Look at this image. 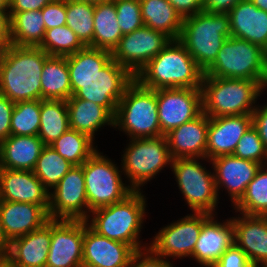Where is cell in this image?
Here are the masks:
<instances>
[{"label": "cell", "mask_w": 267, "mask_h": 267, "mask_svg": "<svg viewBox=\"0 0 267 267\" xmlns=\"http://www.w3.org/2000/svg\"><path fill=\"white\" fill-rule=\"evenodd\" d=\"M0 267H18L13 264L7 257L0 256Z\"/></svg>", "instance_id": "cell-54"}, {"label": "cell", "mask_w": 267, "mask_h": 267, "mask_svg": "<svg viewBox=\"0 0 267 267\" xmlns=\"http://www.w3.org/2000/svg\"><path fill=\"white\" fill-rule=\"evenodd\" d=\"M38 47L49 56H68L84 49L86 46L71 28L63 25L47 29L44 39Z\"/></svg>", "instance_id": "cell-39"}, {"label": "cell", "mask_w": 267, "mask_h": 267, "mask_svg": "<svg viewBox=\"0 0 267 267\" xmlns=\"http://www.w3.org/2000/svg\"><path fill=\"white\" fill-rule=\"evenodd\" d=\"M51 242V219L41 228L13 239L7 257L18 267H45Z\"/></svg>", "instance_id": "cell-26"}, {"label": "cell", "mask_w": 267, "mask_h": 267, "mask_svg": "<svg viewBox=\"0 0 267 267\" xmlns=\"http://www.w3.org/2000/svg\"><path fill=\"white\" fill-rule=\"evenodd\" d=\"M130 267H173V264L156 254L148 245L144 249L134 251Z\"/></svg>", "instance_id": "cell-44"}, {"label": "cell", "mask_w": 267, "mask_h": 267, "mask_svg": "<svg viewBox=\"0 0 267 267\" xmlns=\"http://www.w3.org/2000/svg\"><path fill=\"white\" fill-rule=\"evenodd\" d=\"M265 55L267 57V47L264 49Z\"/></svg>", "instance_id": "cell-59"}, {"label": "cell", "mask_w": 267, "mask_h": 267, "mask_svg": "<svg viewBox=\"0 0 267 267\" xmlns=\"http://www.w3.org/2000/svg\"><path fill=\"white\" fill-rule=\"evenodd\" d=\"M230 36L227 13L201 11L183 19L178 40L205 72L214 63L220 48Z\"/></svg>", "instance_id": "cell-5"}, {"label": "cell", "mask_w": 267, "mask_h": 267, "mask_svg": "<svg viewBox=\"0 0 267 267\" xmlns=\"http://www.w3.org/2000/svg\"><path fill=\"white\" fill-rule=\"evenodd\" d=\"M66 104L70 129L94 139L95 132L103 125L114 127V116L99 104L76 98L74 95L66 101Z\"/></svg>", "instance_id": "cell-28"}, {"label": "cell", "mask_w": 267, "mask_h": 267, "mask_svg": "<svg viewBox=\"0 0 267 267\" xmlns=\"http://www.w3.org/2000/svg\"><path fill=\"white\" fill-rule=\"evenodd\" d=\"M93 141L84 133L68 129L50 146L72 165H82L97 150Z\"/></svg>", "instance_id": "cell-36"}, {"label": "cell", "mask_w": 267, "mask_h": 267, "mask_svg": "<svg viewBox=\"0 0 267 267\" xmlns=\"http://www.w3.org/2000/svg\"><path fill=\"white\" fill-rule=\"evenodd\" d=\"M258 9L267 12V0H250Z\"/></svg>", "instance_id": "cell-53"}, {"label": "cell", "mask_w": 267, "mask_h": 267, "mask_svg": "<svg viewBox=\"0 0 267 267\" xmlns=\"http://www.w3.org/2000/svg\"><path fill=\"white\" fill-rule=\"evenodd\" d=\"M116 7L117 23L123 35L144 26L139 0H113Z\"/></svg>", "instance_id": "cell-42"}, {"label": "cell", "mask_w": 267, "mask_h": 267, "mask_svg": "<svg viewBox=\"0 0 267 267\" xmlns=\"http://www.w3.org/2000/svg\"><path fill=\"white\" fill-rule=\"evenodd\" d=\"M0 38L7 45L10 44V16L8 9H0Z\"/></svg>", "instance_id": "cell-51"}, {"label": "cell", "mask_w": 267, "mask_h": 267, "mask_svg": "<svg viewBox=\"0 0 267 267\" xmlns=\"http://www.w3.org/2000/svg\"><path fill=\"white\" fill-rule=\"evenodd\" d=\"M263 89V86L256 80L203 75L202 112L210 118L251 115L256 107L253 104Z\"/></svg>", "instance_id": "cell-3"}, {"label": "cell", "mask_w": 267, "mask_h": 267, "mask_svg": "<svg viewBox=\"0 0 267 267\" xmlns=\"http://www.w3.org/2000/svg\"><path fill=\"white\" fill-rule=\"evenodd\" d=\"M50 145H45L33 170L36 177L49 191L54 189L65 174L73 167Z\"/></svg>", "instance_id": "cell-37"}, {"label": "cell", "mask_w": 267, "mask_h": 267, "mask_svg": "<svg viewBox=\"0 0 267 267\" xmlns=\"http://www.w3.org/2000/svg\"><path fill=\"white\" fill-rule=\"evenodd\" d=\"M84 220H52L45 267H83Z\"/></svg>", "instance_id": "cell-16"}, {"label": "cell", "mask_w": 267, "mask_h": 267, "mask_svg": "<svg viewBox=\"0 0 267 267\" xmlns=\"http://www.w3.org/2000/svg\"><path fill=\"white\" fill-rule=\"evenodd\" d=\"M15 103L0 94V142L11 135V116Z\"/></svg>", "instance_id": "cell-46"}, {"label": "cell", "mask_w": 267, "mask_h": 267, "mask_svg": "<svg viewBox=\"0 0 267 267\" xmlns=\"http://www.w3.org/2000/svg\"><path fill=\"white\" fill-rule=\"evenodd\" d=\"M41 14L46 30L66 25V0H53L41 9Z\"/></svg>", "instance_id": "cell-43"}, {"label": "cell", "mask_w": 267, "mask_h": 267, "mask_svg": "<svg viewBox=\"0 0 267 267\" xmlns=\"http://www.w3.org/2000/svg\"><path fill=\"white\" fill-rule=\"evenodd\" d=\"M41 100H65L72 96L67 56H49L41 73Z\"/></svg>", "instance_id": "cell-30"}, {"label": "cell", "mask_w": 267, "mask_h": 267, "mask_svg": "<svg viewBox=\"0 0 267 267\" xmlns=\"http://www.w3.org/2000/svg\"><path fill=\"white\" fill-rule=\"evenodd\" d=\"M77 1H82V2L96 4V3L104 2V1H107V0H77Z\"/></svg>", "instance_id": "cell-57"}, {"label": "cell", "mask_w": 267, "mask_h": 267, "mask_svg": "<svg viewBox=\"0 0 267 267\" xmlns=\"http://www.w3.org/2000/svg\"><path fill=\"white\" fill-rule=\"evenodd\" d=\"M52 1L53 0H9V16L11 17L17 12L41 10Z\"/></svg>", "instance_id": "cell-49"}, {"label": "cell", "mask_w": 267, "mask_h": 267, "mask_svg": "<svg viewBox=\"0 0 267 267\" xmlns=\"http://www.w3.org/2000/svg\"><path fill=\"white\" fill-rule=\"evenodd\" d=\"M41 10L14 13L10 17V44L38 47L45 36Z\"/></svg>", "instance_id": "cell-32"}, {"label": "cell", "mask_w": 267, "mask_h": 267, "mask_svg": "<svg viewBox=\"0 0 267 267\" xmlns=\"http://www.w3.org/2000/svg\"><path fill=\"white\" fill-rule=\"evenodd\" d=\"M85 209V210H84ZM88 202L82 165H74L49 192L48 215L52 220L89 222Z\"/></svg>", "instance_id": "cell-12"}, {"label": "cell", "mask_w": 267, "mask_h": 267, "mask_svg": "<svg viewBox=\"0 0 267 267\" xmlns=\"http://www.w3.org/2000/svg\"><path fill=\"white\" fill-rule=\"evenodd\" d=\"M233 156L267 165V148L253 126L243 134L233 152Z\"/></svg>", "instance_id": "cell-41"}, {"label": "cell", "mask_w": 267, "mask_h": 267, "mask_svg": "<svg viewBox=\"0 0 267 267\" xmlns=\"http://www.w3.org/2000/svg\"><path fill=\"white\" fill-rule=\"evenodd\" d=\"M267 88V75H266V79H265V82H264V85H263V88Z\"/></svg>", "instance_id": "cell-58"}, {"label": "cell", "mask_w": 267, "mask_h": 267, "mask_svg": "<svg viewBox=\"0 0 267 267\" xmlns=\"http://www.w3.org/2000/svg\"><path fill=\"white\" fill-rule=\"evenodd\" d=\"M0 200L37 204L49 210V191L33 171L0 169Z\"/></svg>", "instance_id": "cell-19"}, {"label": "cell", "mask_w": 267, "mask_h": 267, "mask_svg": "<svg viewBox=\"0 0 267 267\" xmlns=\"http://www.w3.org/2000/svg\"><path fill=\"white\" fill-rule=\"evenodd\" d=\"M144 26L160 31L171 40H178L183 18L167 0H141Z\"/></svg>", "instance_id": "cell-29"}, {"label": "cell", "mask_w": 267, "mask_h": 267, "mask_svg": "<svg viewBox=\"0 0 267 267\" xmlns=\"http://www.w3.org/2000/svg\"><path fill=\"white\" fill-rule=\"evenodd\" d=\"M40 126L38 137L44 145H52L69 127L65 100H41Z\"/></svg>", "instance_id": "cell-33"}, {"label": "cell", "mask_w": 267, "mask_h": 267, "mask_svg": "<svg viewBox=\"0 0 267 267\" xmlns=\"http://www.w3.org/2000/svg\"><path fill=\"white\" fill-rule=\"evenodd\" d=\"M256 105L252 115V126L257 130L260 139L267 148V104Z\"/></svg>", "instance_id": "cell-47"}, {"label": "cell", "mask_w": 267, "mask_h": 267, "mask_svg": "<svg viewBox=\"0 0 267 267\" xmlns=\"http://www.w3.org/2000/svg\"><path fill=\"white\" fill-rule=\"evenodd\" d=\"M211 267H253L245 252L233 243Z\"/></svg>", "instance_id": "cell-45"}, {"label": "cell", "mask_w": 267, "mask_h": 267, "mask_svg": "<svg viewBox=\"0 0 267 267\" xmlns=\"http://www.w3.org/2000/svg\"><path fill=\"white\" fill-rule=\"evenodd\" d=\"M94 34L91 48L103 49L112 52L123 37L117 23L116 7L113 0L95 4Z\"/></svg>", "instance_id": "cell-31"}, {"label": "cell", "mask_w": 267, "mask_h": 267, "mask_svg": "<svg viewBox=\"0 0 267 267\" xmlns=\"http://www.w3.org/2000/svg\"><path fill=\"white\" fill-rule=\"evenodd\" d=\"M157 106L161 133L165 136L202 113L201 88L158 89Z\"/></svg>", "instance_id": "cell-14"}, {"label": "cell", "mask_w": 267, "mask_h": 267, "mask_svg": "<svg viewBox=\"0 0 267 267\" xmlns=\"http://www.w3.org/2000/svg\"><path fill=\"white\" fill-rule=\"evenodd\" d=\"M204 75L256 80L263 86L267 75V57L260 46L230 36Z\"/></svg>", "instance_id": "cell-7"}, {"label": "cell", "mask_w": 267, "mask_h": 267, "mask_svg": "<svg viewBox=\"0 0 267 267\" xmlns=\"http://www.w3.org/2000/svg\"><path fill=\"white\" fill-rule=\"evenodd\" d=\"M129 140L122 155L121 170L129 178V186L134 191H140V186H144L173 159L166 136Z\"/></svg>", "instance_id": "cell-9"}, {"label": "cell", "mask_w": 267, "mask_h": 267, "mask_svg": "<svg viewBox=\"0 0 267 267\" xmlns=\"http://www.w3.org/2000/svg\"><path fill=\"white\" fill-rule=\"evenodd\" d=\"M231 36L267 47V12L250 0H242L228 13Z\"/></svg>", "instance_id": "cell-25"}, {"label": "cell", "mask_w": 267, "mask_h": 267, "mask_svg": "<svg viewBox=\"0 0 267 267\" xmlns=\"http://www.w3.org/2000/svg\"><path fill=\"white\" fill-rule=\"evenodd\" d=\"M0 9H9V0H0Z\"/></svg>", "instance_id": "cell-56"}, {"label": "cell", "mask_w": 267, "mask_h": 267, "mask_svg": "<svg viewBox=\"0 0 267 267\" xmlns=\"http://www.w3.org/2000/svg\"><path fill=\"white\" fill-rule=\"evenodd\" d=\"M49 55L39 47L9 44L0 61V94L14 103L41 100V73Z\"/></svg>", "instance_id": "cell-1"}, {"label": "cell", "mask_w": 267, "mask_h": 267, "mask_svg": "<svg viewBox=\"0 0 267 267\" xmlns=\"http://www.w3.org/2000/svg\"><path fill=\"white\" fill-rule=\"evenodd\" d=\"M116 165L97 150L82 164L88 213L118 203L134 191L123 183L122 171Z\"/></svg>", "instance_id": "cell-8"}, {"label": "cell", "mask_w": 267, "mask_h": 267, "mask_svg": "<svg viewBox=\"0 0 267 267\" xmlns=\"http://www.w3.org/2000/svg\"><path fill=\"white\" fill-rule=\"evenodd\" d=\"M0 218L10 242L41 228L50 220L48 212L41 205L4 200H0Z\"/></svg>", "instance_id": "cell-24"}, {"label": "cell", "mask_w": 267, "mask_h": 267, "mask_svg": "<svg viewBox=\"0 0 267 267\" xmlns=\"http://www.w3.org/2000/svg\"><path fill=\"white\" fill-rule=\"evenodd\" d=\"M7 46L8 45L0 38V61L4 57V53H5Z\"/></svg>", "instance_id": "cell-55"}, {"label": "cell", "mask_w": 267, "mask_h": 267, "mask_svg": "<svg viewBox=\"0 0 267 267\" xmlns=\"http://www.w3.org/2000/svg\"><path fill=\"white\" fill-rule=\"evenodd\" d=\"M146 198L141 191H133L124 200L92 210L87 223L99 235L130 245L140 250L139 233L145 216Z\"/></svg>", "instance_id": "cell-4"}, {"label": "cell", "mask_w": 267, "mask_h": 267, "mask_svg": "<svg viewBox=\"0 0 267 267\" xmlns=\"http://www.w3.org/2000/svg\"><path fill=\"white\" fill-rule=\"evenodd\" d=\"M203 212H194L162 228L150 243L158 255L182 258L193 257V250L201 233Z\"/></svg>", "instance_id": "cell-15"}, {"label": "cell", "mask_w": 267, "mask_h": 267, "mask_svg": "<svg viewBox=\"0 0 267 267\" xmlns=\"http://www.w3.org/2000/svg\"><path fill=\"white\" fill-rule=\"evenodd\" d=\"M234 243V228L231 219L220 223L213 214L203 213V225L193 257L203 267H211Z\"/></svg>", "instance_id": "cell-21"}, {"label": "cell", "mask_w": 267, "mask_h": 267, "mask_svg": "<svg viewBox=\"0 0 267 267\" xmlns=\"http://www.w3.org/2000/svg\"><path fill=\"white\" fill-rule=\"evenodd\" d=\"M112 60V52L91 48L67 56L70 80H90Z\"/></svg>", "instance_id": "cell-34"}, {"label": "cell", "mask_w": 267, "mask_h": 267, "mask_svg": "<svg viewBox=\"0 0 267 267\" xmlns=\"http://www.w3.org/2000/svg\"><path fill=\"white\" fill-rule=\"evenodd\" d=\"M251 126L252 115L209 117L206 159L233 155L239 140Z\"/></svg>", "instance_id": "cell-20"}, {"label": "cell", "mask_w": 267, "mask_h": 267, "mask_svg": "<svg viewBox=\"0 0 267 267\" xmlns=\"http://www.w3.org/2000/svg\"><path fill=\"white\" fill-rule=\"evenodd\" d=\"M241 215L231 218L234 243L245 252L253 267H267V216Z\"/></svg>", "instance_id": "cell-22"}, {"label": "cell", "mask_w": 267, "mask_h": 267, "mask_svg": "<svg viewBox=\"0 0 267 267\" xmlns=\"http://www.w3.org/2000/svg\"><path fill=\"white\" fill-rule=\"evenodd\" d=\"M199 158H177L170 167L192 212L213 214L218 205L214 173L198 162Z\"/></svg>", "instance_id": "cell-10"}, {"label": "cell", "mask_w": 267, "mask_h": 267, "mask_svg": "<svg viewBox=\"0 0 267 267\" xmlns=\"http://www.w3.org/2000/svg\"><path fill=\"white\" fill-rule=\"evenodd\" d=\"M204 72L179 40L168 44L135 76L149 89L201 88Z\"/></svg>", "instance_id": "cell-2"}, {"label": "cell", "mask_w": 267, "mask_h": 267, "mask_svg": "<svg viewBox=\"0 0 267 267\" xmlns=\"http://www.w3.org/2000/svg\"><path fill=\"white\" fill-rule=\"evenodd\" d=\"M242 0H204L203 11L212 13H228Z\"/></svg>", "instance_id": "cell-50"}, {"label": "cell", "mask_w": 267, "mask_h": 267, "mask_svg": "<svg viewBox=\"0 0 267 267\" xmlns=\"http://www.w3.org/2000/svg\"><path fill=\"white\" fill-rule=\"evenodd\" d=\"M41 100L15 103L11 116V135L38 136Z\"/></svg>", "instance_id": "cell-40"}, {"label": "cell", "mask_w": 267, "mask_h": 267, "mask_svg": "<svg viewBox=\"0 0 267 267\" xmlns=\"http://www.w3.org/2000/svg\"><path fill=\"white\" fill-rule=\"evenodd\" d=\"M44 146L38 136L10 135L0 142V169L33 171Z\"/></svg>", "instance_id": "cell-27"}, {"label": "cell", "mask_w": 267, "mask_h": 267, "mask_svg": "<svg viewBox=\"0 0 267 267\" xmlns=\"http://www.w3.org/2000/svg\"><path fill=\"white\" fill-rule=\"evenodd\" d=\"M184 19L203 11L204 0H167Z\"/></svg>", "instance_id": "cell-48"}, {"label": "cell", "mask_w": 267, "mask_h": 267, "mask_svg": "<svg viewBox=\"0 0 267 267\" xmlns=\"http://www.w3.org/2000/svg\"><path fill=\"white\" fill-rule=\"evenodd\" d=\"M208 162L213 166L217 194L220 187L228 190L231 202L235 205L255 177L261 164L244 160L233 155L218 156Z\"/></svg>", "instance_id": "cell-18"}, {"label": "cell", "mask_w": 267, "mask_h": 267, "mask_svg": "<svg viewBox=\"0 0 267 267\" xmlns=\"http://www.w3.org/2000/svg\"><path fill=\"white\" fill-rule=\"evenodd\" d=\"M209 117L201 113L198 117L172 129L165 136L172 159L199 158L206 159L207 131Z\"/></svg>", "instance_id": "cell-23"}, {"label": "cell", "mask_w": 267, "mask_h": 267, "mask_svg": "<svg viewBox=\"0 0 267 267\" xmlns=\"http://www.w3.org/2000/svg\"><path fill=\"white\" fill-rule=\"evenodd\" d=\"M9 247H10V241L7 239L4 233L1 218H0V256H6L8 253Z\"/></svg>", "instance_id": "cell-52"}, {"label": "cell", "mask_w": 267, "mask_h": 267, "mask_svg": "<svg viewBox=\"0 0 267 267\" xmlns=\"http://www.w3.org/2000/svg\"><path fill=\"white\" fill-rule=\"evenodd\" d=\"M170 40L164 33L143 26L123 35L112 51V59L136 76Z\"/></svg>", "instance_id": "cell-13"}, {"label": "cell", "mask_w": 267, "mask_h": 267, "mask_svg": "<svg viewBox=\"0 0 267 267\" xmlns=\"http://www.w3.org/2000/svg\"><path fill=\"white\" fill-rule=\"evenodd\" d=\"M95 4L66 0V25L78 36L80 41L89 46L94 34Z\"/></svg>", "instance_id": "cell-38"}, {"label": "cell", "mask_w": 267, "mask_h": 267, "mask_svg": "<svg viewBox=\"0 0 267 267\" xmlns=\"http://www.w3.org/2000/svg\"><path fill=\"white\" fill-rule=\"evenodd\" d=\"M240 214L267 216V167L262 165L246 187L241 199L234 205Z\"/></svg>", "instance_id": "cell-35"}, {"label": "cell", "mask_w": 267, "mask_h": 267, "mask_svg": "<svg viewBox=\"0 0 267 267\" xmlns=\"http://www.w3.org/2000/svg\"><path fill=\"white\" fill-rule=\"evenodd\" d=\"M114 127L130 139L164 136L159 125L157 90L143 87L135 79L117 104Z\"/></svg>", "instance_id": "cell-6"}, {"label": "cell", "mask_w": 267, "mask_h": 267, "mask_svg": "<svg viewBox=\"0 0 267 267\" xmlns=\"http://www.w3.org/2000/svg\"><path fill=\"white\" fill-rule=\"evenodd\" d=\"M134 249L99 235L84 221L83 267H130Z\"/></svg>", "instance_id": "cell-17"}, {"label": "cell", "mask_w": 267, "mask_h": 267, "mask_svg": "<svg viewBox=\"0 0 267 267\" xmlns=\"http://www.w3.org/2000/svg\"><path fill=\"white\" fill-rule=\"evenodd\" d=\"M135 76L115 60H111L90 80H70L72 95L105 107L113 116L117 104Z\"/></svg>", "instance_id": "cell-11"}]
</instances>
